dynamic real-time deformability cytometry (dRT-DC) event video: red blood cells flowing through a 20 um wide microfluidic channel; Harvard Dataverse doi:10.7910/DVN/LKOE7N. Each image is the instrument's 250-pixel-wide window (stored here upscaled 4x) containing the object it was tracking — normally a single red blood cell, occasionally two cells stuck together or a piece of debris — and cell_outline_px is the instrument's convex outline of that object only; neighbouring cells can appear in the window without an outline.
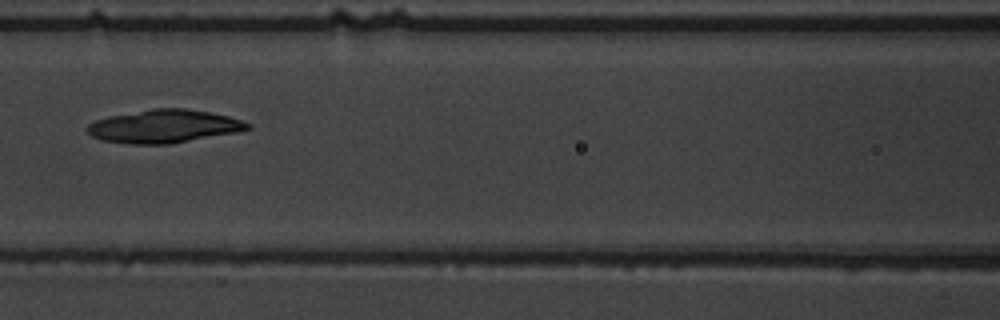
{"species": "common noctule bat (a hibernating species)", "species_latin": "Nyctalus noctula", "temperature_condition": "warm", "stored_images_in_passage": 8, "camera_frame_rate_fps": 3000, "um_per_image_px": 0.085, "animal": {"sex": "male", "body_mass_g": 19.5, "forearm_length_mm": 54.6}, "frame": {"image": 1, "passage_image": 8, "time_ms": 9.0, "image_size_px": [1000, 320], "cell_outline_px": [[252, 128], [236, 132], [168, 144], [128, 144], [100, 140], [92, 136], [84, 128], [88, 124], [96, 120], [108, 116], [152, 108], [184, 108], [208, 112], [228, 116], [252, 124]], "centroid_in_image_um": [13.89, 10.73], "position_along_channel_um": 152.7, "area_um2": 30.92}}